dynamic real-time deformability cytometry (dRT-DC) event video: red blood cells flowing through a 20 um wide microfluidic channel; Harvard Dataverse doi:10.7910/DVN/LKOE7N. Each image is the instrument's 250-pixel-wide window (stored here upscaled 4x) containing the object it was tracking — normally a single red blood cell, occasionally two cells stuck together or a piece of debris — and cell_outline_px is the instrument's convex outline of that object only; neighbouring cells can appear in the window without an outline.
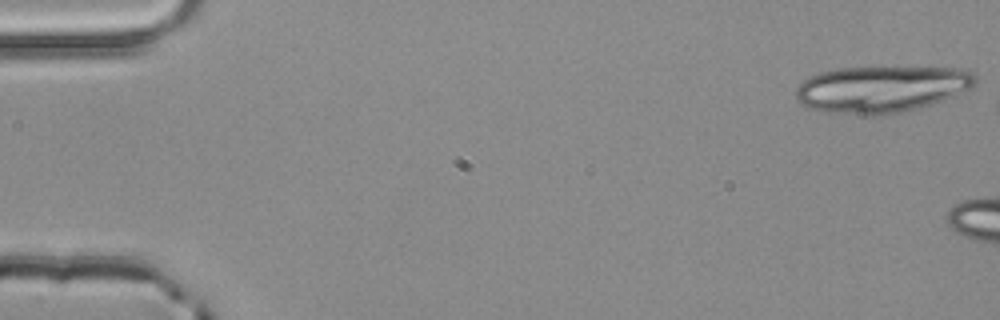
{"species": "common noctule bat (a hibernating species)", "species_latin": "Nyctalus noctula", "temperature_condition": "room temperature", "stored_images_in_passage": 3, "camera_frame_rate_fps": 3000, "um_per_image_px": 0.085, "animal": {"sex": "male", "body_mass_g": 20.4}, "frame": {"image": 1, "passage_image": 1, "time_ms": 0.0, "image_size_px": [1000, 320], "cell_outline_px": [[976, 84], [972, 88], [944, 100], [904, 112], [876, 116], [824, 112], [800, 104], [796, 100], [796, 88], [808, 76], [820, 72], [836, 68], [968, 68], [976, 76]], "centroid_in_image_um": [74.93, 7.58], "position_along_channel_um": 10.1, "area_um2": 49.07}}